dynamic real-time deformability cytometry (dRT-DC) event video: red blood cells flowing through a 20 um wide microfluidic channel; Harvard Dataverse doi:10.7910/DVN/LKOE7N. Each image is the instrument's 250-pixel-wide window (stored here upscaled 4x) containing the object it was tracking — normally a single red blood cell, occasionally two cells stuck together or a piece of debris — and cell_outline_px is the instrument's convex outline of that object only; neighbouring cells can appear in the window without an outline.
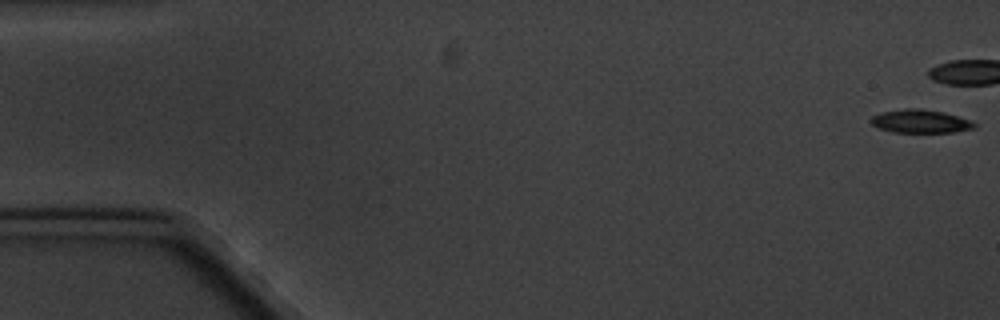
{"species": "common noctule bat (a hibernating species)", "species_latin": "Nyctalus noctula", "temperature_condition": "cold", "stored_images_in_passage": 10, "camera_frame_rate_fps": 3000, "um_per_image_px": 0.085, "animal": {"sex": "male", "body_mass_g": 20.1, "forearm_length_mm": 53.5}, "frame": {"image": 1, "passage_image": 1, "time_ms": 0.0, "image_size_px": [1000, 320], "cell_outline_px": [[976, 128], [952, 132], [892, 132], [880, 128], [872, 124], [868, 120], [872, 116], [880, 112], [904, 108], [920, 108], [944, 112], [968, 120], [976, 124]], "centroid_in_image_um": [78.18, 10.3], "position_along_channel_um": 6.8, "area_um2": 14.05}}